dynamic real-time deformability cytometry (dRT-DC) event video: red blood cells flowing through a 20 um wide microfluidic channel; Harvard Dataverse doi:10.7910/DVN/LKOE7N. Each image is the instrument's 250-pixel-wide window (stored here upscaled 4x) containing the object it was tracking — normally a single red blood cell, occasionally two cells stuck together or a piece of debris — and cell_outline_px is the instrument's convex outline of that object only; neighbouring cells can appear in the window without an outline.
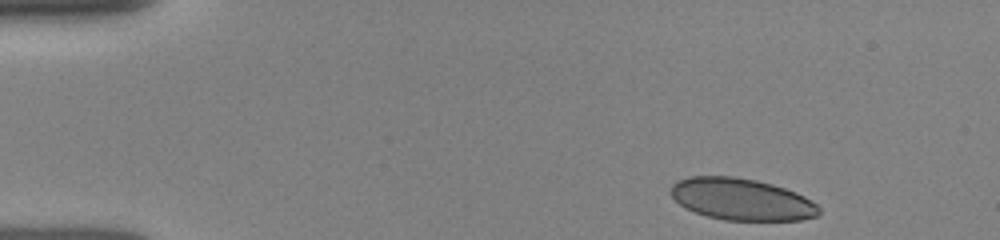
{"species": "human", "species_latin": "Homo sapiens", "temperature_condition": "room temperature", "stored_images_in_passage": 5, "camera_frame_rate_fps": 3000, "um_per_image_px": 0.085, "donor": {"sex": "female"}, "frame": {"image": 1, "passage_image": 1, "time_ms": 0.0, "image_size_px": [1000, 240], "cell_outline_px": [[820, 216], [800, 220], [724, 220], [708, 216], [684, 208], [668, 192], [672, 184], [676, 180], [692, 176], [732, 176], [756, 180], [772, 184], [796, 192], [804, 196], [816, 204], [820, 208]], "centroid_in_image_um": [63.02, 16.94], "position_along_channel_um": 22.0, "area_um2": 36.24}}